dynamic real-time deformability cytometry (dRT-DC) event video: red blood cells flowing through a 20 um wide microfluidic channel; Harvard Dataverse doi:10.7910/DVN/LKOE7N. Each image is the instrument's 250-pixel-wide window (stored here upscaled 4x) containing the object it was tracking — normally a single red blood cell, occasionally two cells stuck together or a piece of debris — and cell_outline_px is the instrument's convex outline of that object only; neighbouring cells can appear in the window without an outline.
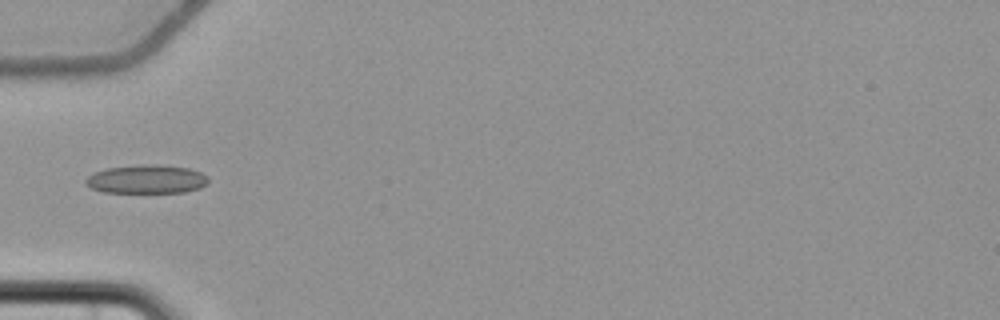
{"species": "common noctule bat (a hibernating species)", "species_latin": "Nyctalus noctula", "temperature_condition": "cold", "stored_images_in_passage": 7, "camera_frame_rate_fps": 3000, "um_per_image_px": 0.085, "animal": {"sex": "female", "body_mass_g": 22.7, "forearm_length_mm": 54.2}, "frame": {"image": 1, "passage_image": 7, "time_ms": 7.0, "image_size_px": [1000, 320], "cell_outline_px": [[208, 184], [200, 188], [184, 192], [104, 192], [92, 188], [84, 184], [84, 180], [92, 172], [108, 168], [140, 164], [156, 164], [188, 168], [200, 172], [208, 176]], "centroid_in_image_um": [12.45, 15.22], "position_along_channel_um": 72.6, "area_um2": 20.58}}